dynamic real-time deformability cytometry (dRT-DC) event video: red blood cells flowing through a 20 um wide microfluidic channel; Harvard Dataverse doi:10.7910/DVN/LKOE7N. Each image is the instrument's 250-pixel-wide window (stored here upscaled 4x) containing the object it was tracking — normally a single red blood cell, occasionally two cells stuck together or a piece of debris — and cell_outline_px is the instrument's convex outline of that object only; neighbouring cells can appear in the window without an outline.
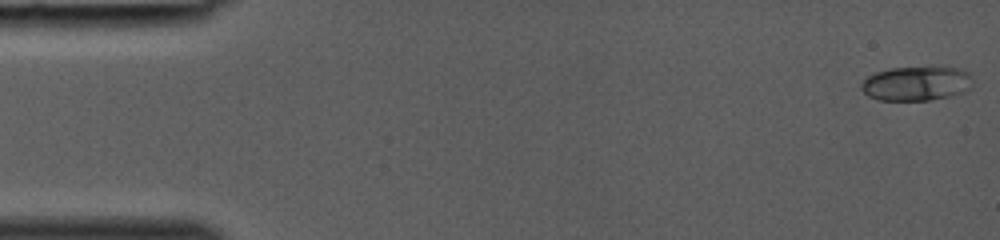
{"species": "common noctule bat (a hibernating species)", "species_latin": "Nyctalus noctula", "temperature_condition": "room temperature", "stored_images_in_passage": 38, "camera_frame_rate_fps": 3000, "um_per_image_px": 0.085, "animal": {"sex": "female", "body_mass_g": 19.0, "forearm_length_mm": 53.3}, "frame": {"image": 1, "passage_image": 1, "time_ms": 0.0, "image_size_px": [1000, 240], "cell_outline_px": [[972, 84], [964, 92], [948, 96], [928, 100], [876, 100], [868, 96], [860, 88], [860, 84], [868, 76], [876, 72], [888, 68], [944, 64], [960, 68], [968, 72], [972, 76]], "centroid_in_image_um": [77.92, 7.04], "position_along_channel_um": 7.1, "area_um2": 23.18}}
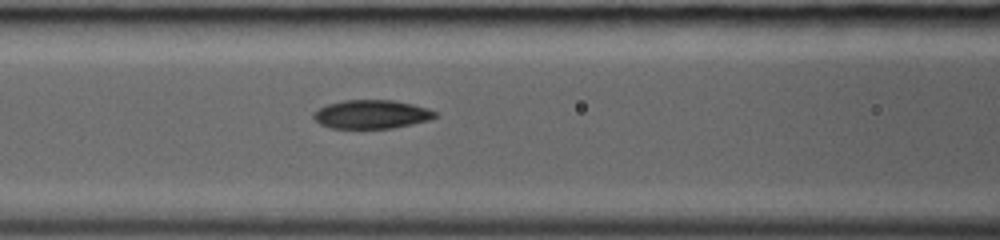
{"frame": {"image": 2, "passage_image": 17, "time_ms": 5.333, "image_size_px": [1000, 240], "cell_outline_px": [[440, 116], [428, 120], [412, 124], [392, 128], [332, 128], [320, 124], [312, 116], [320, 108], [328, 104], [344, 100], [392, 100], [412, 104], [428, 108], [436, 112]], "centroid_in_image_um": [31.62, 9.71], "position_along_channel_um": 135.0, "area_um2": 20.17}}
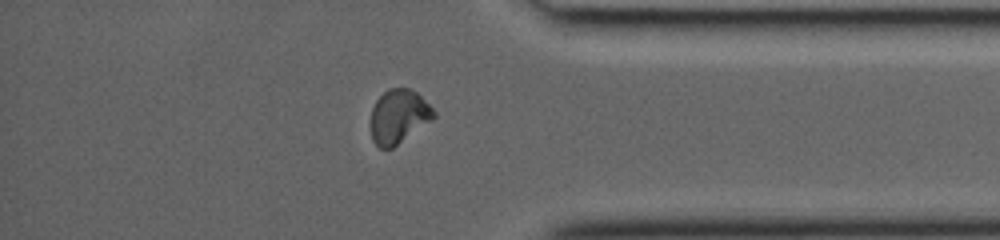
{"frame": {"image": 3, "passage_image": 33, "time_ms": 10.667, "image_size_px": [1000, 240], "cell_outline_px": [[436, 116], [432, 120], [392, 148], [380, 148], [372, 140], [372, 108], [376, 100], [388, 88], [412, 88], [436, 112]], "centroid_in_image_um": [33.9, 9.88], "position_along_channel_um": 401.3, "area_um2": 19.54}}